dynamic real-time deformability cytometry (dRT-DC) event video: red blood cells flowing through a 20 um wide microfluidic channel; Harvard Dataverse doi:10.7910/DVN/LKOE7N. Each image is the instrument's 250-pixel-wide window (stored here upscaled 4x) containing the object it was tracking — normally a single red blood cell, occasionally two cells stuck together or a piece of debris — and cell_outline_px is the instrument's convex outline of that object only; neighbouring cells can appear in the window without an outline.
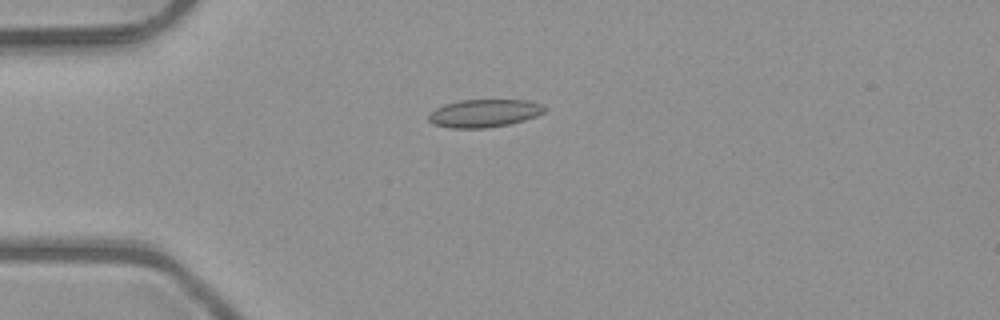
{"species": "common noctule bat (a hibernating species)", "species_latin": "Nyctalus noctula", "temperature_condition": "room temperature", "stored_images_in_passage": 5, "camera_frame_rate_fps": 3000, "um_per_image_px": 0.085, "animal": {"sex": "male", "body_mass_g": 23.1, "forearm_length_mm": 52.7}, "frame": {"image": 1, "passage_image": 5, "time_ms": 1.333, "image_size_px": [1000, 320], "cell_outline_px": [[548, 108], [544, 112], [536, 116], [524, 120], [508, 124], [484, 128], [448, 128], [432, 124], [428, 120], [428, 116], [436, 108], [444, 104], [460, 100], [528, 100], [544, 104]], "centroid_in_image_um": [41.17, 9.62], "position_along_channel_um": 43.8, "area_um2": 18.96}}